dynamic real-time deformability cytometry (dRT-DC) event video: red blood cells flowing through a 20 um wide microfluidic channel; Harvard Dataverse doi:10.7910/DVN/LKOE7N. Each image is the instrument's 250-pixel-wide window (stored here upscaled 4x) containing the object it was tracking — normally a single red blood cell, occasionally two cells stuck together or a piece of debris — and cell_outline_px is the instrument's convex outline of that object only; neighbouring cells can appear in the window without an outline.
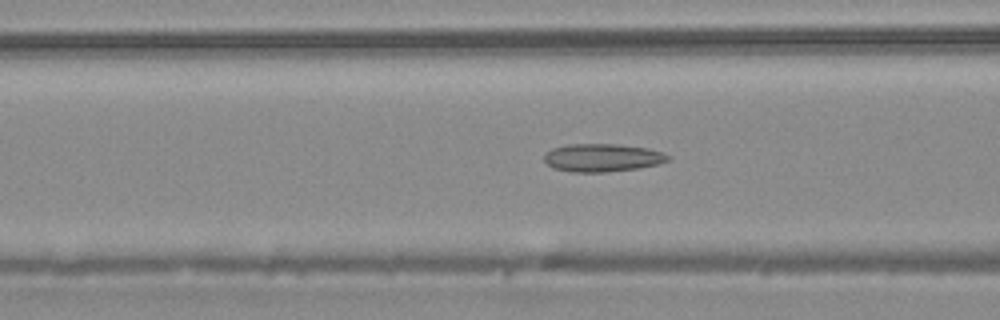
{"species": "common noctule bat (a hibernating species)", "species_latin": "Nyctalus noctula", "temperature_condition": "warm", "stored_images_in_passage": 41, "camera_frame_rate_fps": 3000, "um_per_image_px": 0.085, "animal": {"sex": "male", "body_mass_g": 20.4}, "frame": {"image": 1, "passage_image": 20, "time_ms": 6.333, "image_size_px": [1000, 320], "cell_outline_px": [[672, 156], [668, 160], [656, 164], [640, 168], [604, 172], [572, 172], [552, 168], [544, 160], [544, 156], [552, 148], [568, 144], [616, 144], [648, 148], [664, 152]], "centroid_in_image_um": [51.21, 13.4], "position_along_channel_um": 115.4, "area_um2": 20.23}}
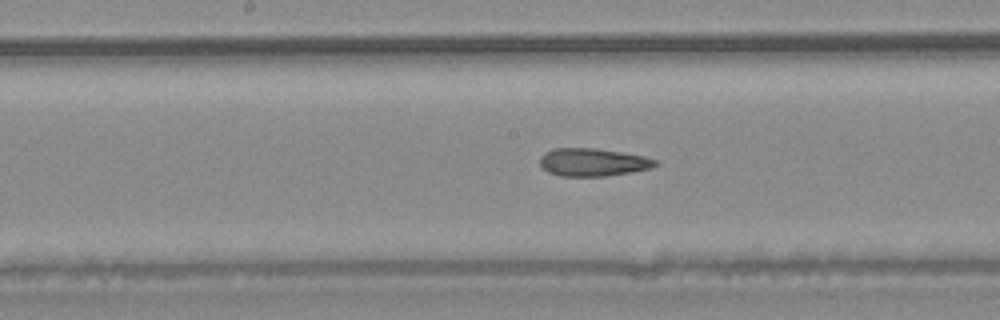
{"frame": {"image": 2, "passage_image": 26, "time_ms": 8.333, "image_size_px": [1000, 320], "cell_outline_px": [[660, 164], [652, 168], [632, 172], [604, 176], [560, 176], [548, 172], [540, 164], [540, 156], [544, 152], [552, 148], [596, 148], [644, 156], [656, 160]], "centroid_in_image_um": [50.39, 13.78], "position_along_channel_um": 197.8, "area_um2": 18.84}}
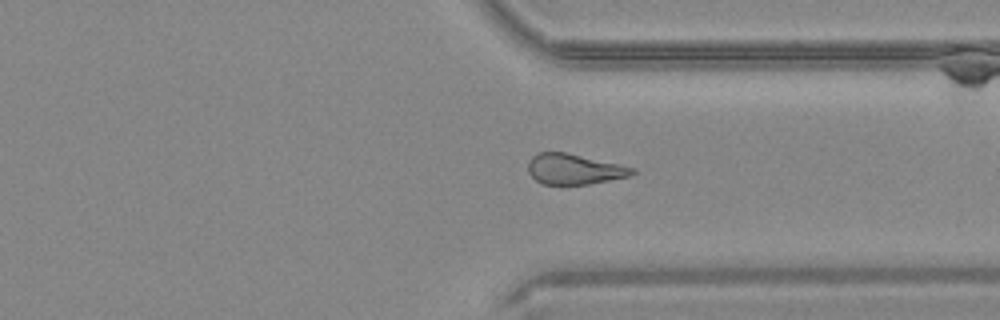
{"frame": {"image": 3, "passage_image": 38, "time_ms": 12.333, "image_size_px": [1000, 320], "cell_outline_px": [[636, 172], [632, 176], [588, 184], [540, 184], [528, 172], [528, 164], [532, 156], [540, 152], [564, 152], [620, 164], [636, 168]], "centroid_in_image_um": [48.83, 14.38], "position_along_channel_um": 362.6, "area_um2": 18.5}}